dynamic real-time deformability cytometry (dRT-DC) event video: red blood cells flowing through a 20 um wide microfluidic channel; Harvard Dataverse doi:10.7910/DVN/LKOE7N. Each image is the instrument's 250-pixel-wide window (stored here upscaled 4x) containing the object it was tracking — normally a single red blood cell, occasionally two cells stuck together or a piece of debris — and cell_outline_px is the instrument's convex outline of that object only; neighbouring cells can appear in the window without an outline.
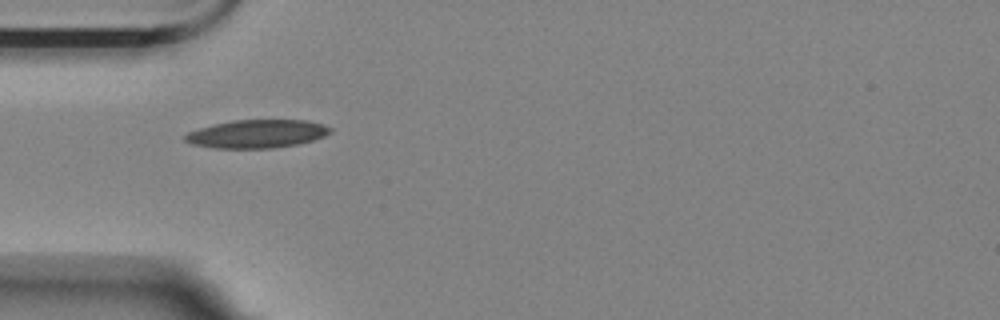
{"species": "Egyptian fruit bat (a non-hibernating species)", "species_latin": "Rousettus aegyptiacus", "temperature_condition": "room temperature", "stored_images_in_passage": 3, "camera_frame_rate_fps": 3000, "um_per_image_px": 0.085, "animal": {"sex": "female"}, "frame": {"image": 1, "passage_image": 1, "time_ms": 0.0, "image_size_px": [1000, 320], "cell_outline_px": [[332, 132], [324, 136], [312, 140], [296, 144], [272, 148], [216, 148], [192, 144], [184, 140], [184, 136], [188, 132], [200, 128], [232, 120], [308, 120], [324, 124], [332, 128]], "centroid_in_image_um": [21.87, 11.37], "position_along_channel_um": 63.1, "area_um2": 23.76}}